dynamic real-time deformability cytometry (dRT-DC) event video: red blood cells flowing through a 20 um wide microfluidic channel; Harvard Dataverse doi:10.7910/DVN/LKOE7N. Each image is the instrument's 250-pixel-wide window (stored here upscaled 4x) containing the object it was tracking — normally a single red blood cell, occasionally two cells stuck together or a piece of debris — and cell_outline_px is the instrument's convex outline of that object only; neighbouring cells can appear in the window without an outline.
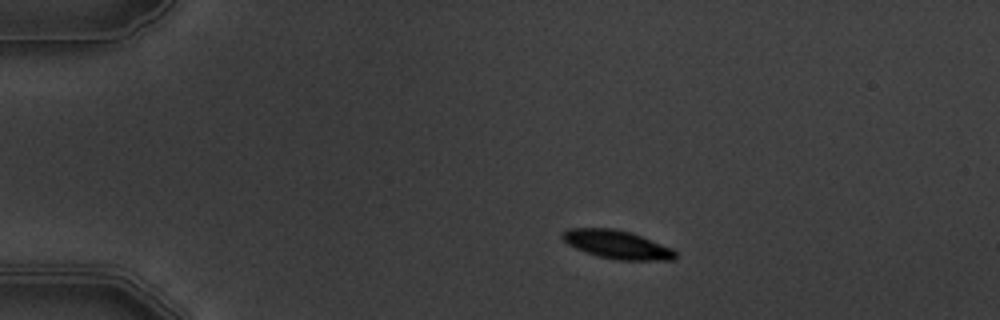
{"species": "common noctule bat (a hibernating species)", "species_latin": "Nyctalus noctula", "temperature_condition": "warm", "stored_images_in_passage": 4, "camera_frame_rate_fps": 3000, "um_per_image_px": 0.085, "animal": {"sex": "male", "body_mass_g": 19.5, "forearm_length_mm": 54.6}, "frame": {"image": 1, "passage_image": 2, "time_ms": 1.0, "image_size_px": [1000, 320], "cell_outline_px": [[676, 260], [616, 260], [600, 256], [576, 248], [568, 244], [560, 236], [568, 228], [612, 228], [632, 232], [672, 248], [676, 252]], "centroid_in_image_um": [52.48, 20.78], "position_along_channel_um": 32.5, "area_um2": 18.61}}